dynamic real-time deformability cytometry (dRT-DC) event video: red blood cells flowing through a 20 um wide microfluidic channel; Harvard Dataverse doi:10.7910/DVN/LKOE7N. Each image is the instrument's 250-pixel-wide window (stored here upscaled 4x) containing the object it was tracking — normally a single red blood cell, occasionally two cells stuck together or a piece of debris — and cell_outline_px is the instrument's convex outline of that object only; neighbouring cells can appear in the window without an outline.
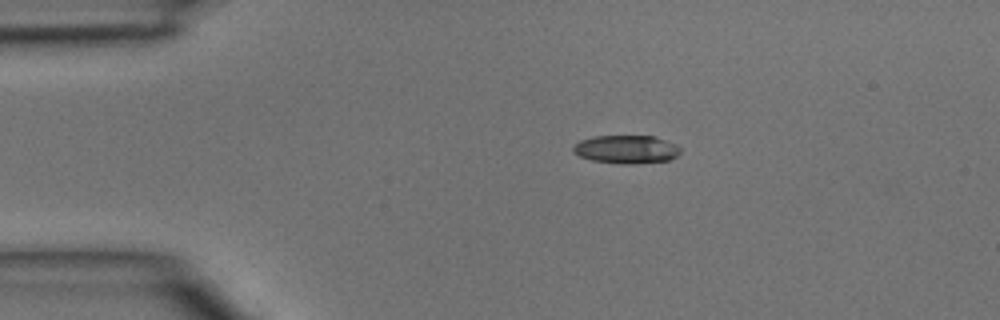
{"species": "common noctule bat (a hibernating species)", "species_latin": "Nyctalus noctula", "temperature_condition": "room temperature", "stored_images_in_passage": 2, "camera_frame_rate_fps": 3000, "um_per_image_px": 0.085, "animal": {"sex": "male", "body_mass_g": 15.6}, "frame": {"image": 1, "passage_image": 1, "time_ms": 0.0, "image_size_px": [1000, 320], "cell_outline_px": [[680, 152], [676, 156], [668, 160], [632, 164], [624, 164], [592, 160], [580, 156], [572, 152], [572, 148], [580, 140], [592, 136], [656, 136], [676, 144], [680, 148]], "centroid_in_image_um": [53.23, 12.68], "position_along_channel_um": 31.8, "area_um2": 17.63}}